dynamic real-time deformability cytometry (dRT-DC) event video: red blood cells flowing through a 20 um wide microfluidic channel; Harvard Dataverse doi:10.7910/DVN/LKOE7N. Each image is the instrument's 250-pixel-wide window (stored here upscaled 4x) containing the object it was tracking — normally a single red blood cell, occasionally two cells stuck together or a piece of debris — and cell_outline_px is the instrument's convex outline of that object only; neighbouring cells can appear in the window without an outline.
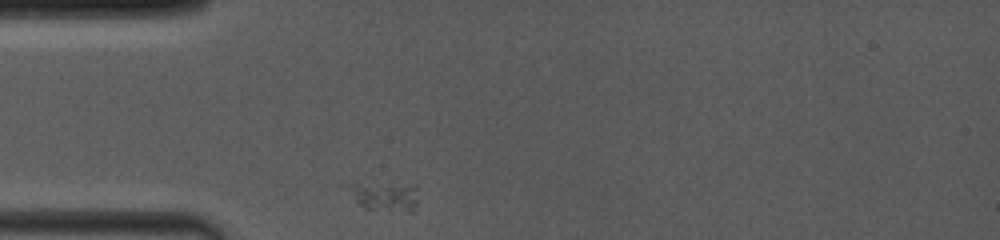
{"species": "common noctule bat (a hibernating species)", "species_latin": "Nyctalus noctula", "temperature_condition": "room temperature", "stored_images_in_passage": 34, "camera_frame_rate_fps": 4000, "um_per_image_px": 0.085, "animal": {"sex": "female", "body_mass_g": 19.0, "forearm_length_mm": 53.3}, "frame": {"image": 1, "passage_image": 1, "time_ms": 0.0, "image_size_px": [1000, 240], "cell_outline_px": [[416, 204], [412, 212], [364, 208], [340, 184], [416, 184]], "centroid_in_image_um": [32.67, 16.67], "position_along_channel_um": 52.3, "area_um2": 11.79}}
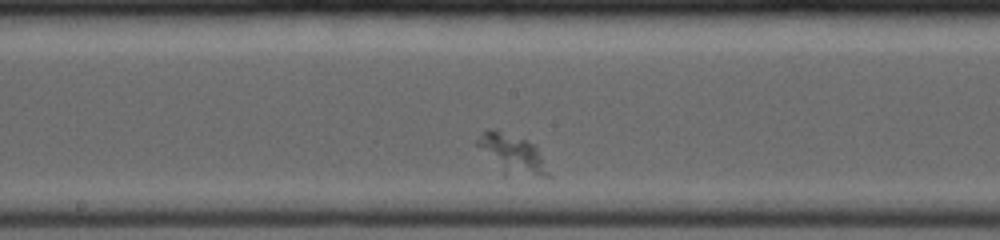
{"frame": {"image": 2, "passage_image": 15, "time_ms": 4.25, "image_size_px": [1000, 240], "cell_outline_px": [[552, 176], [540, 176], [476, 144], [476, 140], [488, 128], [492, 128], [536, 144]], "centroid_in_image_um": [43.73, 12.81], "position_along_channel_um": 204.5, "area_um2": 12.2}}
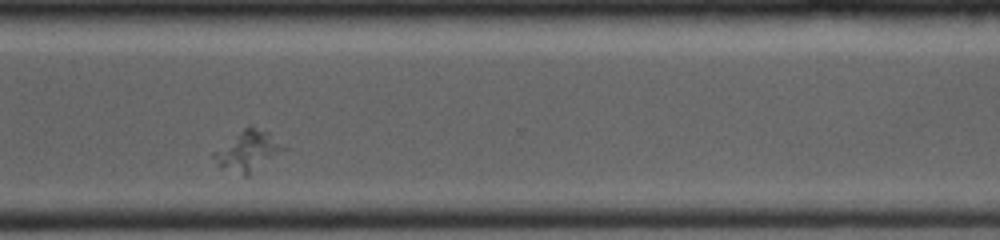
{"frame": {"image": 3, "passage_image": 29, "time_ms": 8.0, "image_size_px": [1000, 240], "cell_outline_px": [[288, 148], [248, 176], [244, 176], [220, 168], [212, 156], [248, 124], [252, 124], [268, 132]], "centroid_in_image_um": [21.13, 12.83], "position_along_channel_um": 349.5, "area_um2": 16.07}}